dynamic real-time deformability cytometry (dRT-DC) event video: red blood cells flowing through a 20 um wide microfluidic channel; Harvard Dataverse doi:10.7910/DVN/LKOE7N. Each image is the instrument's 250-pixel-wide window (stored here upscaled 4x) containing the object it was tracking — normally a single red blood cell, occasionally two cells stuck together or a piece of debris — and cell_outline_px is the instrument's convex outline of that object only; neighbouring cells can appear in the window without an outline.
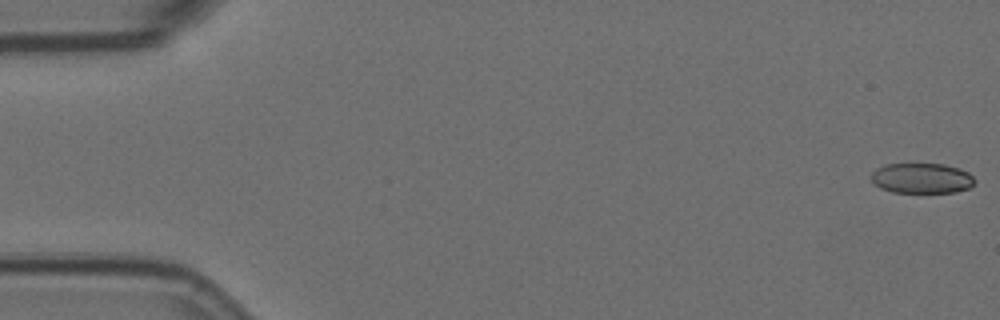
{"species": "Egyptian fruit bat (a non-hibernating species)", "species_latin": "Rousettus aegyptiacus", "temperature_condition": "room temperature", "stored_images_in_passage": 5, "camera_frame_rate_fps": 3000, "um_per_image_px": 0.085, "animal": {"sex": "female"}, "frame": {"image": 1, "passage_image": 1, "time_ms": 0.0, "image_size_px": [1000, 320], "cell_outline_px": [[976, 180], [968, 188], [956, 192], [892, 192], [880, 188], [872, 184], [868, 176], [876, 168], [884, 164], [944, 164], [960, 168], [968, 172]], "centroid_in_image_um": [78.28, 15.14], "position_along_channel_um": 6.7, "area_um2": 18.5}}
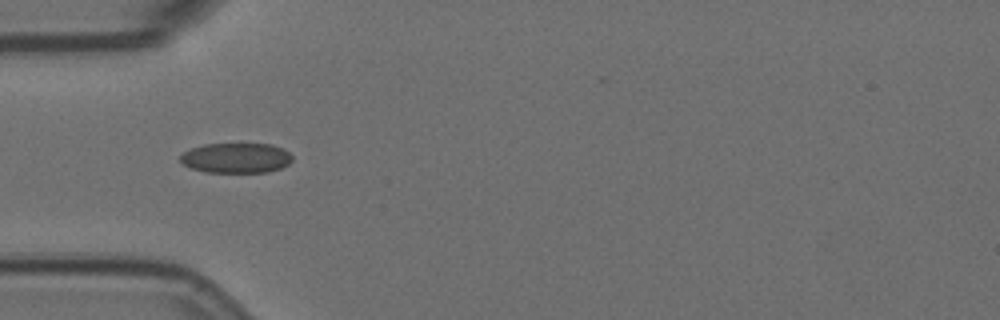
{"frame": {"image": 2, "passage_image": 5, "time_ms": 1.333, "image_size_px": [1000, 320], "cell_outline_px": [[292, 160], [288, 164], [280, 168], [268, 172], [204, 172], [192, 168], [184, 164], [180, 160], [180, 156], [184, 152], [192, 148], [204, 144], [272, 144], [284, 148], [292, 156]], "centroid_in_image_um": [20.09, 13.42], "position_along_channel_um": 64.9, "area_um2": 19.59}}